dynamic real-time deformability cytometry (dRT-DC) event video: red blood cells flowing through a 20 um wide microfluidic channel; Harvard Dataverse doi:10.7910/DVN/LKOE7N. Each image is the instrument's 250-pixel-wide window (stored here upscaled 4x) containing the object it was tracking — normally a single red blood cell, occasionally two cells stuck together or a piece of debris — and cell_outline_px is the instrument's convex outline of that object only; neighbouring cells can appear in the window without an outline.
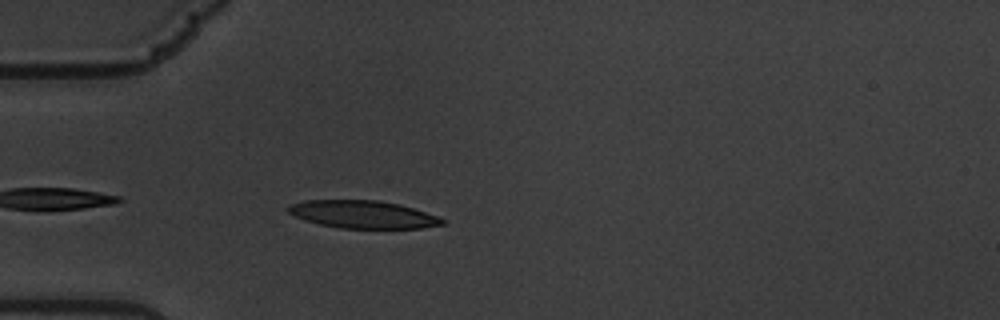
{"species": "common noctule bat (a hibernating species)", "species_latin": "Nyctalus noctula", "temperature_condition": "warm", "stored_images_in_passage": 43, "camera_frame_rate_fps": 3000, "um_per_image_px": 0.085, "animal": {"sex": "male", "body_mass_g": 19.5, "forearm_length_mm": 54.6}, "frame": {"image": 1, "passage_image": 3, "time_ms": 0.667, "image_size_px": [1000, 320], "cell_outline_px": [[448, 220], [444, 224], [420, 228], [340, 228], [320, 224], [304, 220], [288, 212], [284, 208], [292, 204], [304, 200], [376, 200], [400, 204], [440, 216]], "centroid_in_image_um": [30.88, 18.22], "position_along_channel_um": 54.1, "area_um2": 24.97}}
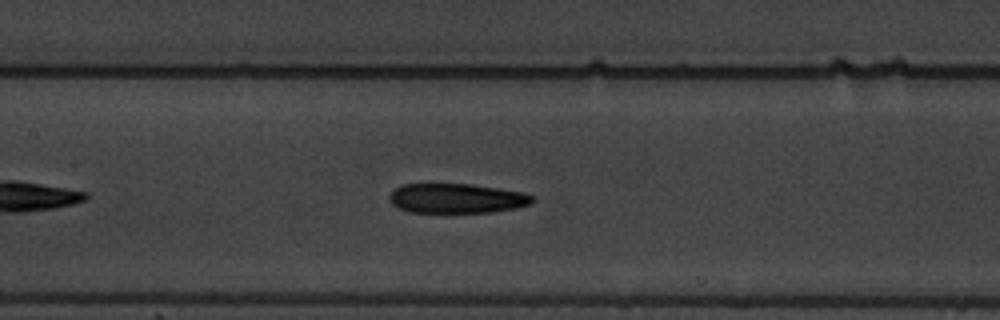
{"frame": {"image": 2, "passage_image": 14, "time_ms": 4.333, "image_size_px": [1000, 320], "cell_outline_px": [[536, 200], [532, 204], [516, 208], [492, 212], [408, 212], [396, 208], [388, 200], [388, 196], [400, 184], [468, 184], [524, 192], [536, 196]], "centroid_in_image_um": [38.83, 16.86], "position_along_channel_um": 168.6, "area_um2": 24.97}}
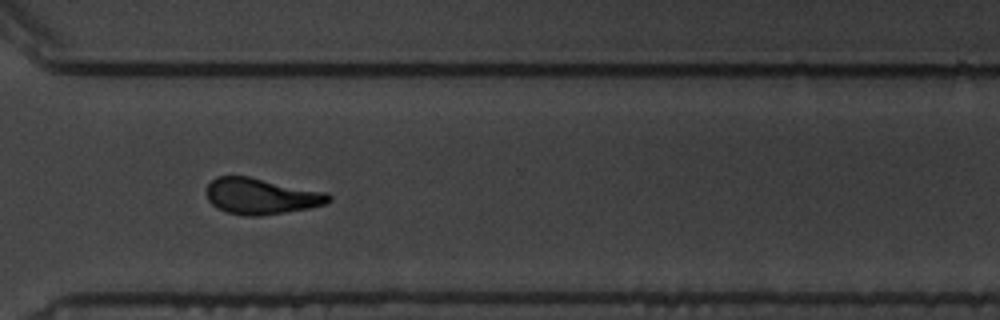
{"frame": {"image": 3, "passage_image": 30, "time_ms": 9.667, "image_size_px": [1000, 320], "cell_outline_px": [[332, 200], [328, 204], [308, 208], [260, 216], [244, 216], [228, 212], [216, 208], [208, 200], [204, 192], [204, 188], [216, 176], [248, 176], [328, 192], [332, 196]], "centroid_in_image_um": [22.19, 16.67], "position_along_channel_um": 348.4, "area_um2": 26.07}, "authors_computed_cell_mechanics": {"area_um2": 25.3742, "velocity_mm_per_s": 3.3839, "shape_relaxation_time_tau1_ms": 5.503, "shape_relaxation_time_tau2_ms": 5.0821, "deformation_change_tau1": 0.1747, "deformation_change_tau2": 0.1345}}